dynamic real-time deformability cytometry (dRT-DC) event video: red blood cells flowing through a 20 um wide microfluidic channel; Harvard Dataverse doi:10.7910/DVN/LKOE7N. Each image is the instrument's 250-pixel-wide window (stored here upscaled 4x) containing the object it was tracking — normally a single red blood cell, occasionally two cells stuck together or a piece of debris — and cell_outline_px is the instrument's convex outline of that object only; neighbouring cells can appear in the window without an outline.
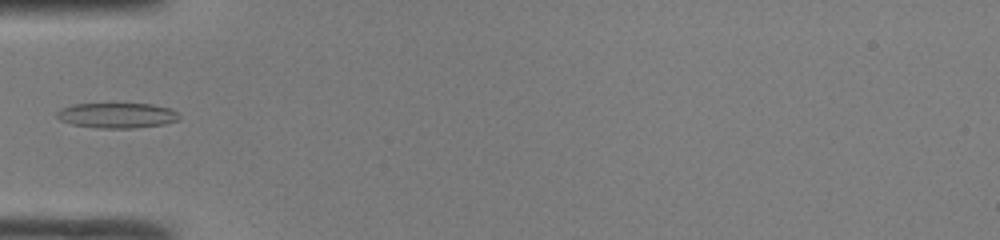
{"species": "common noctule bat (a hibernating species)", "species_latin": "Nyctalus noctula", "temperature_condition": "room temperature", "stored_images_in_passage": 28, "camera_frame_rate_fps": 3000, "um_per_image_px": 0.085, "animal": {"sex": "male", "body_mass_g": 19.0, "forearm_length_mm": 50.8}, "frame": {"image": 1, "passage_image": 1, "time_ms": 0.0, "image_size_px": [1000, 240], "cell_outline_px": [[180, 120], [164, 124], [132, 128], [100, 128], [72, 124], [60, 120], [56, 116], [56, 112], [60, 108], [72, 104], [152, 104], [172, 108], [180, 116]], "centroid_in_image_um": [9.96, 9.8], "position_along_channel_um": 75.0, "area_um2": 18.03}}
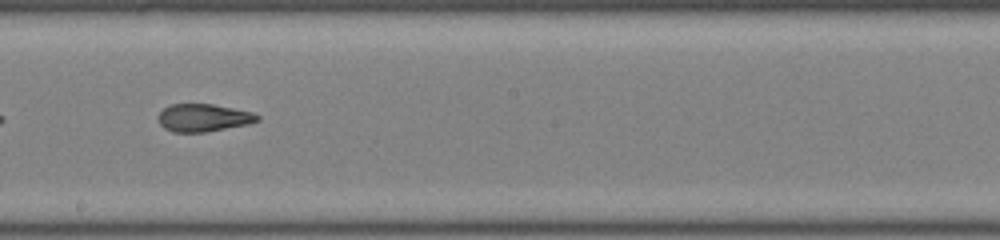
{"frame": {"image": 2, "passage_image": 12, "time_ms": 3.667, "image_size_px": [1000, 240], "cell_outline_px": [[260, 120], [248, 124], [204, 132], [172, 132], [164, 128], [160, 124], [156, 116], [164, 108], [172, 104], [212, 104], [252, 112], [260, 116]], "centroid_in_image_um": [17.26, 10.01], "position_along_channel_um": 230.9, "area_um2": 15.95}}
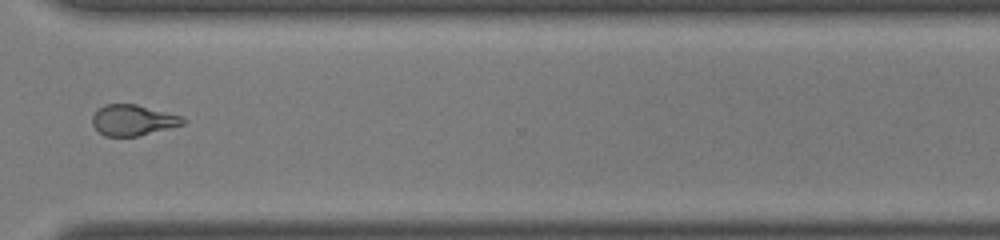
{"frame": {"image": 3, "passage_image": 21, "time_ms": 6.667, "image_size_px": [1000, 240], "cell_outline_px": [[188, 120], [184, 124], [136, 136], [104, 136], [92, 124], [92, 116], [104, 104], [136, 104], [180, 116]], "centroid_in_image_um": [11.29, 10.21], "position_along_channel_um": 359.3, "area_um2": 15.95}}